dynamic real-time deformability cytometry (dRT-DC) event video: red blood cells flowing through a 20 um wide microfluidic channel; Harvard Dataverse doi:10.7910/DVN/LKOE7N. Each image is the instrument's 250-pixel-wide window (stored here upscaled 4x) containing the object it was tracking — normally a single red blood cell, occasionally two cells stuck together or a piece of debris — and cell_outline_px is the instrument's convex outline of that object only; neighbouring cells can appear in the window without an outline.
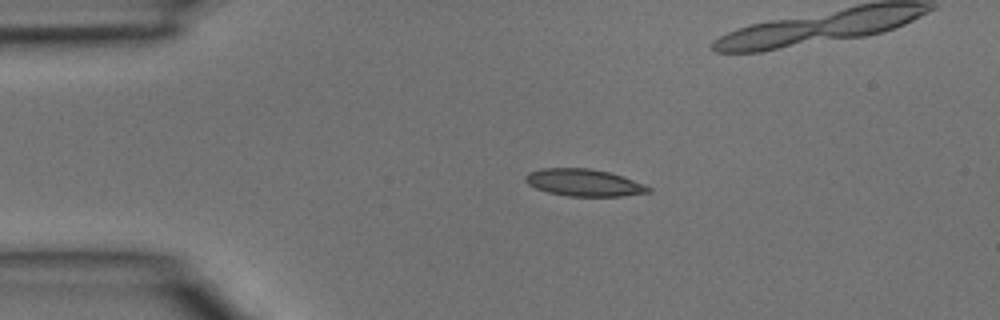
{"species": "common noctule bat (a hibernating species)", "species_latin": "Nyctalus noctula", "temperature_condition": "room temperature", "stored_images_in_passage": 6, "camera_frame_rate_fps": 3000, "um_per_image_px": 0.085, "animal": {"sex": "male", "body_mass_g": 15.6}, "frame": {"image": 1, "passage_image": 3, "time_ms": 0.667, "image_size_px": [1000, 320], "cell_outline_px": [[652, 192], [620, 196], [568, 196], [548, 192], [536, 188], [528, 184], [524, 180], [524, 176], [528, 172], [540, 168], [588, 168], [608, 172], [624, 176], [644, 184], [652, 188]], "centroid_in_image_um": [49.63, 15.52], "position_along_channel_um": 35.4, "area_um2": 19.54}}